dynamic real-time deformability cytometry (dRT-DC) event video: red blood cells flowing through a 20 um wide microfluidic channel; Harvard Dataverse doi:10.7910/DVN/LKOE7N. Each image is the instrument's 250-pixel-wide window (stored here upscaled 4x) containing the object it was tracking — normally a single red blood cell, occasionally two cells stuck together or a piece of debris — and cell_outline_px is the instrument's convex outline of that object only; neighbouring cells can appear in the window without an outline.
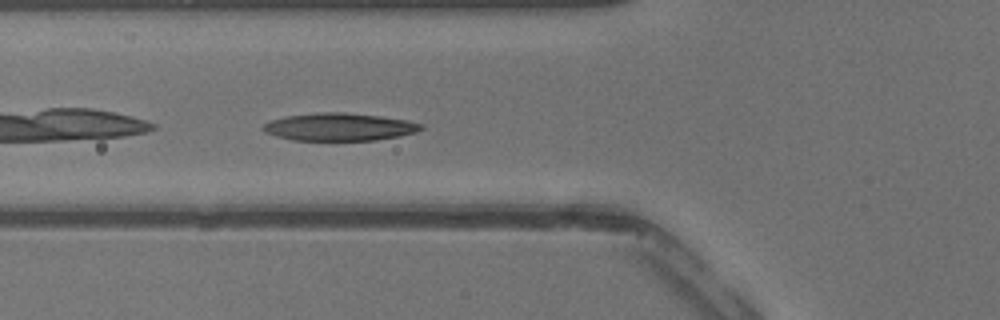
{"species": "common noctule bat (a hibernating species)", "species_latin": "Nyctalus noctula", "temperature_condition": "warm", "stored_images_in_passage": 29, "camera_frame_rate_fps": 3000, "um_per_image_px": 0.085, "animal": {"sex": "male", "body_mass_g": 13.3}, "frame": {"image": 1, "passage_image": 6, "time_ms": 1.667, "image_size_px": [1000, 320], "cell_outline_px": [[424, 128], [416, 132], [400, 136], [376, 140], [292, 140], [276, 136], [264, 132], [260, 128], [264, 124], [272, 120], [284, 116], [320, 112], [344, 112], [380, 116], [408, 120], [424, 124]], "centroid_in_image_um": [28.85, 10.78], "position_along_channel_um": 96.9, "area_um2": 25.61}}
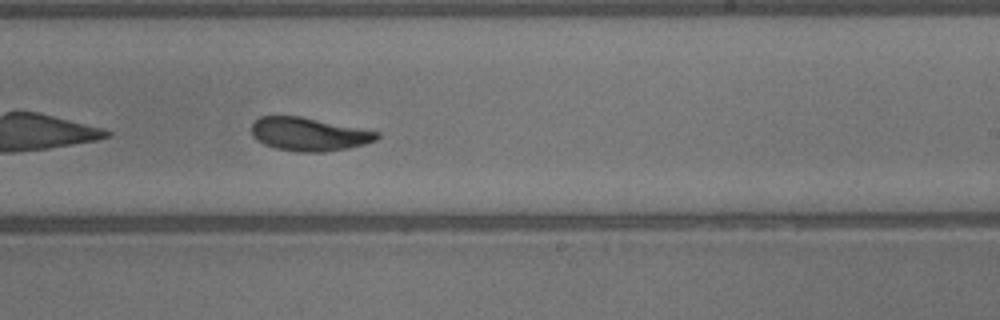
{"frame": {"image": 2, "passage_image": 16, "time_ms": 5.0, "image_size_px": [1000, 320], "cell_outline_px": [[380, 136], [376, 140], [364, 144], [348, 148], [324, 152], [296, 152], [276, 148], [264, 144], [256, 140], [252, 136], [252, 124], [260, 116], [300, 116], [380, 132]], "centroid_in_image_um": [26.25, 11.41], "position_along_channel_um": 262.8, "area_um2": 24.33}}
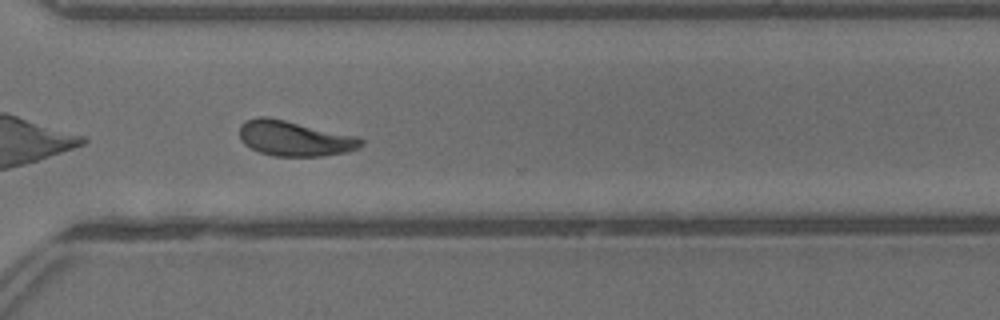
{"frame": {"image": 3, "passage_image": 21, "time_ms": 6.667, "image_size_px": [1000, 320], "cell_outline_px": [[364, 144], [360, 148], [348, 152], [324, 156], [272, 156], [260, 152], [244, 144], [240, 140], [240, 124], [244, 120], [256, 116], [268, 116], [360, 136], [364, 140]], "centroid_in_image_um": [25.07, 11.75], "position_along_channel_um": 345.5, "area_um2": 25.55}}